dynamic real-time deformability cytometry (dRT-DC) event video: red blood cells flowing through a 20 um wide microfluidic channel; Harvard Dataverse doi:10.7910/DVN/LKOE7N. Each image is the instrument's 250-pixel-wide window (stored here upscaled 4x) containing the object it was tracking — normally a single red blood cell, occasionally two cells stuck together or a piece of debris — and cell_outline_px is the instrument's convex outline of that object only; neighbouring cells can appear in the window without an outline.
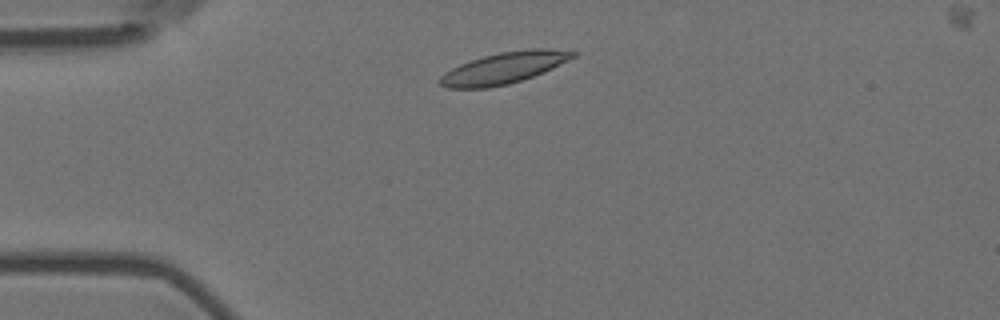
{"species": "Egyptian fruit bat (a non-hibernating species)", "species_latin": "Rousettus aegyptiacus", "temperature_condition": "room temperature", "stored_images_in_passage": 3, "camera_frame_rate_fps": 3000, "um_per_image_px": 0.085, "animal": {"sex": "female"}, "frame": {"image": 1, "passage_image": 2, "time_ms": 0.333, "image_size_px": [1000, 320], "cell_outline_px": [[580, 52], [576, 56], [544, 72], [508, 84], [488, 88], [448, 88], [440, 84], [440, 76], [444, 72], [460, 64], [484, 56], [500, 52], [528, 48], [548, 48]], "centroid_in_image_um": [42.86, 5.76], "position_along_channel_um": 42.1, "area_um2": 24.22}}